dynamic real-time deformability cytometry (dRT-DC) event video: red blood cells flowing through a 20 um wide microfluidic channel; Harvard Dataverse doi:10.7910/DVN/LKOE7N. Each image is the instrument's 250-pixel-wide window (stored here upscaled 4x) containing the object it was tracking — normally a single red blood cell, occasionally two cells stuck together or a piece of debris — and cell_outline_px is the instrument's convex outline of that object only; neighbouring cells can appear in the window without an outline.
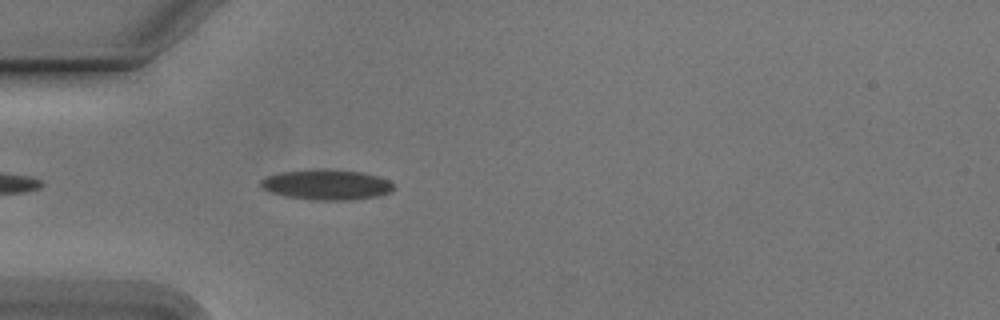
{"species": "Egyptian fruit bat (a non-hibernating species)", "species_latin": "Rousettus aegyptiacus", "temperature_condition": "cold", "stored_images_in_passage": 26, "camera_frame_rate_fps": 3000, "um_per_image_px": 0.085, "animal": {"sex": "male"}, "frame": {"image": 1, "passage_image": 3, "time_ms": 0.667, "image_size_px": [1000, 320], "cell_outline_px": [[392, 192], [380, 196], [352, 200], [312, 200], [284, 196], [272, 192], [264, 188], [260, 184], [260, 180], [268, 176], [280, 172], [320, 168], [324, 168], [360, 172], [376, 176], [388, 180], [392, 184]], "centroid_in_image_um": [27.76, 15.7], "position_along_channel_um": 57.2, "area_um2": 23.52}}
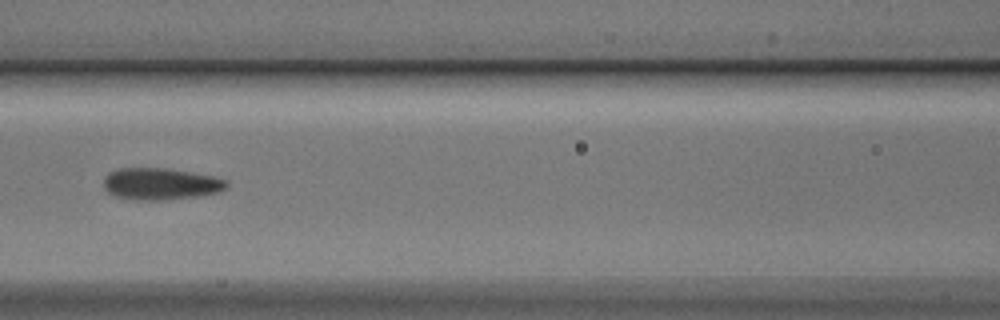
{"frame": {"image": 2, "passage_image": 11, "time_ms": 3.333, "image_size_px": [1000, 320], "cell_outline_px": [[228, 188], [216, 192], [200, 196], [160, 200], [132, 200], [116, 196], [108, 192], [104, 188], [104, 176], [108, 172], [120, 168], [168, 168], [212, 176], [228, 180]], "centroid_in_image_um": [13.64, 15.63], "position_along_channel_um": 153.0, "area_um2": 22.89}}
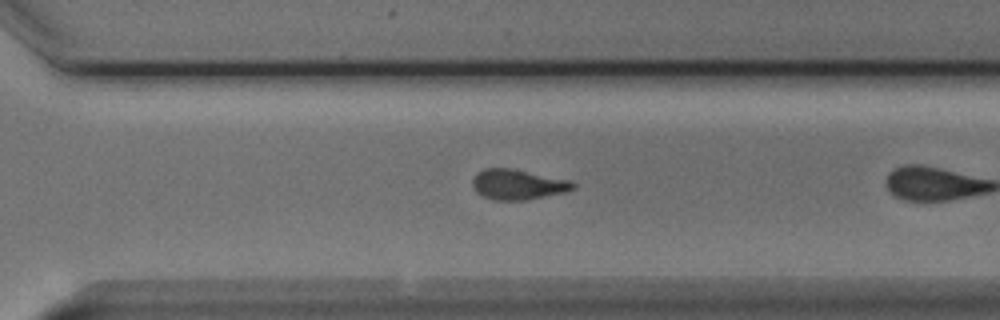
{"frame": {"image": 3, "passage_image": 22, "time_ms": 7.0, "image_size_px": [1000, 320], "cell_outline_px": [[576, 188], [564, 192], [528, 200], [492, 200], [476, 192], [472, 184], [472, 180], [476, 172], [484, 168], [508, 168], [572, 180], [576, 184]], "centroid_in_image_um": [44.02, 15.68], "position_along_channel_um": 326.6, "area_um2": 17.8}}